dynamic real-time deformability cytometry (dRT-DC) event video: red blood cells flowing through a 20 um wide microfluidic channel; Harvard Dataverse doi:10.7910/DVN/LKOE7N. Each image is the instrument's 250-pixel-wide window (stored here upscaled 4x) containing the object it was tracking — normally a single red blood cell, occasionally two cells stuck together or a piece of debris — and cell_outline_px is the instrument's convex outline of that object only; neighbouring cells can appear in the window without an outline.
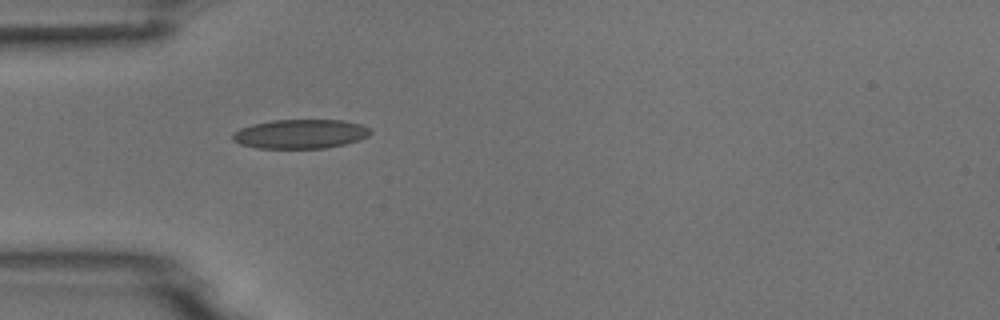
{"species": "common noctule bat (a hibernating species)", "species_latin": "Nyctalus noctula", "temperature_condition": "room temperature", "stored_images_in_passage": 1, "camera_frame_rate_fps": 3000, "um_per_image_px": 0.085, "animal": {"sex": "male", "body_mass_g": 18.8}, "frame": {"image": 1, "passage_image": 1, "time_ms": 0.0, "image_size_px": [1000, 320], "cell_outline_px": [[372, 132], [368, 136], [360, 140], [344, 144], [324, 148], [256, 148], [240, 144], [232, 140], [232, 132], [240, 128], [252, 124], [272, 120], [344, 120], [360, 124], [368, 128]], "centroid_in_image_um": [25.5, 11.38], "position_along_channel_um": 59.5, "area_um2": 23.52}}